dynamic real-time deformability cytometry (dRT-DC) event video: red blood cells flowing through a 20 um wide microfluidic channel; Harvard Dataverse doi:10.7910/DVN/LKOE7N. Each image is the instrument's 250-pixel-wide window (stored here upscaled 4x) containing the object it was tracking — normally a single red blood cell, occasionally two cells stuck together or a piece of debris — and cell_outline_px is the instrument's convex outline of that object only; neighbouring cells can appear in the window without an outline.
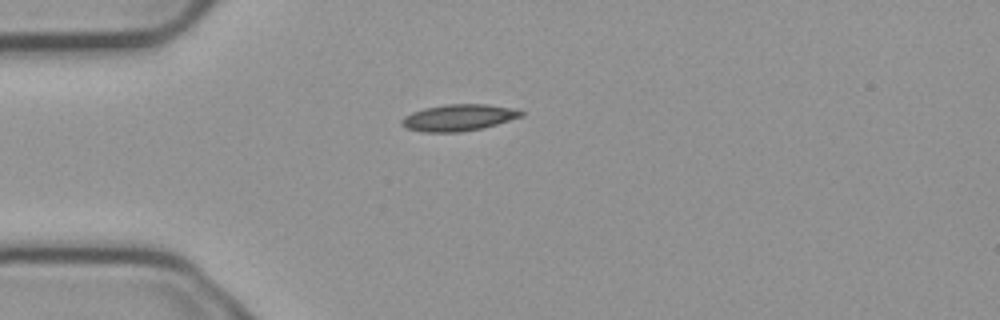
{"species": "common noctule bat (a hibernating species)", "species_latin": "Nyctalus noctula", "temperature_condition": "cold", "stored_images_in_passage": 1, "camera_frame_rate_fps": 3000, "um_per_image_px": 0.085, "animal": {"sex": "male", "body_mass_g": 23.1, "forearm_length_mm": 52.7}, "frame": {"image": 1, "passage_image": 1, "time_ms": 0.0, "image_size_px": [1000, 320], "cell_outline_px": [[524, 116], [496, 124], [480, 128], [460, 132], [424, 132], [408, 128], [400, 124], [400, 120], [404, 116], [412, 112], [424, 108], [448, 104], [488, 104], [512, 108], [524, 112]], "centroid_in_image_um": [38.97, 9.99], "position_along_channel_um": 46.0, "area_um2": 18.38}}